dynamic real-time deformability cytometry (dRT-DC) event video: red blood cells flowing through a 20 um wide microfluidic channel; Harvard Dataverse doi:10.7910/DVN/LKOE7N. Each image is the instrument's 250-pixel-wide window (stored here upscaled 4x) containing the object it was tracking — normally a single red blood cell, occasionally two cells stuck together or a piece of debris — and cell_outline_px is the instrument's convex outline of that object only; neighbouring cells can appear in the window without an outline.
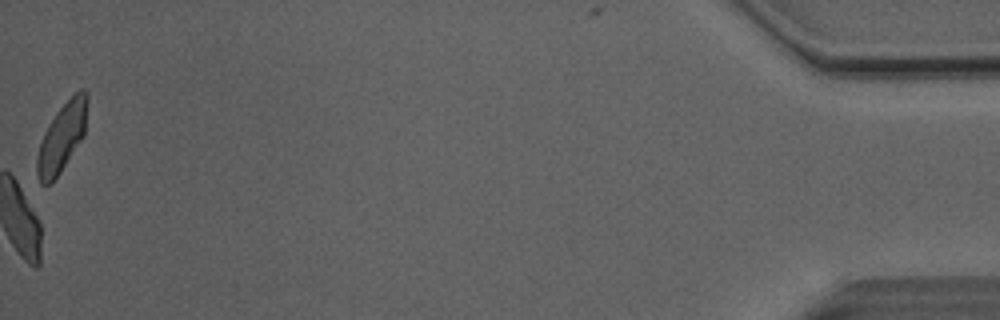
{"species": "Egyptian fruit bat (a non-hibernating species)", "species_latin": "Rousettus aegyptiacus", "temperature_condition": "room temperature", "stored_images_in_passage": 51, "camera_frame_rate_fps": 3000, "um_per_image_px": 0.085, "animal": {"sex": "male"}, "frame": {"image": 1, "passage_image": 51, "time_ms": 16.667, "image_size_px": [1000, 320], "cell_outline_px": [[88, 100], [84, 136], [60, 172], [48, 184], [40, 184], [36, 172], [36, 156], [44, 132], [48, 124], [56, 112], [80, 88], [84, 88], [88, 92]], "centroid_in_image_um": [5.27, 11.64], "position_along_channel_um": 429.9, "area_um2": 20.0}}